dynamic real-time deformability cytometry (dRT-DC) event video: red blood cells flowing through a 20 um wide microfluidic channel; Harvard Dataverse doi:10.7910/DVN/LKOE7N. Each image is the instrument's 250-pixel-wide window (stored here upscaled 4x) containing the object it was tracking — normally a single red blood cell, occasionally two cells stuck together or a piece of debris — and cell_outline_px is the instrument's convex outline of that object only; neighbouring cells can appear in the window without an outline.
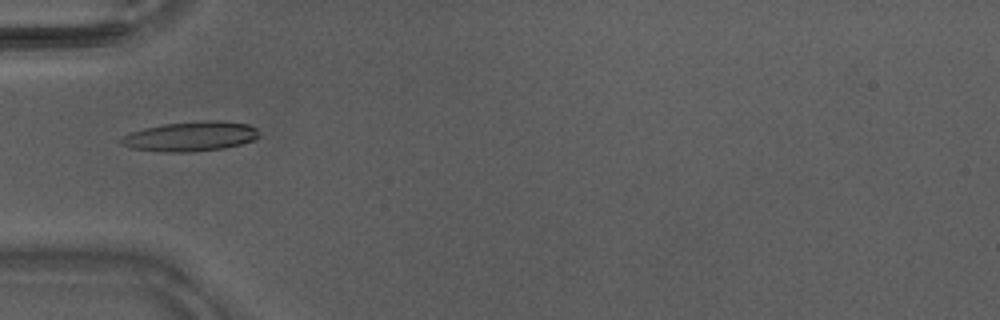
{"species": "Egyptian fruit bat (a non-hibernating species)", "species_latin": "Rousettus aegyptiacus", "temperature_condition": "warm", "stored_images_in_passage": 46, "camera_frame_rate_fps": 3000, "um_per_image_px": 0.085, "animal": {"sex": "male"}, "frame": {"image": 1, "passage_image": 16, "time_ms": 5.0, "image_size_px": [1000, 320], "cell_outline_px": [[260, 136], [256, 140], [224, 148], [192, 152], [164, 152], [132, 148], [120, 144], [120, 140], [124, 136], [132, 132], [144, 128], [164, 124], [208, 120], [220, 120], [248, 124], [256, 128]], "centroid_in_image_um": [16.24, 11.59], "position_along_channel_um": 68.8, "area_um2": 23.87}}
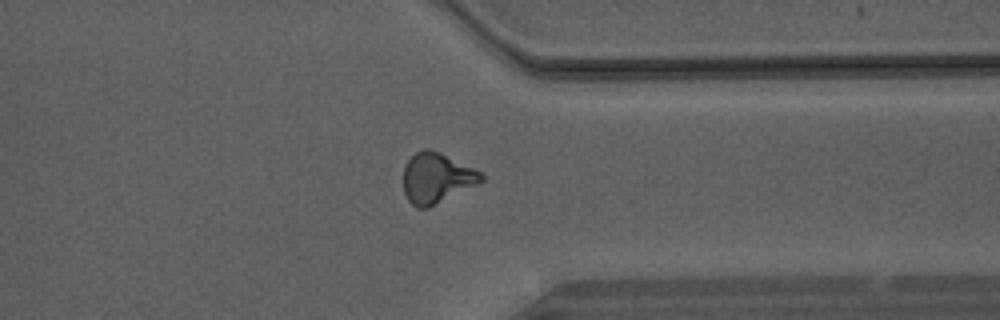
{"frame": {"image": 2, "passage_image": 36, "time_ms": 11.667, "image_size_px": [1000, 320], "cell_outline_px": [[484, 180], [428, 208], [416, 208], [408, 200], [404, 192], [404, 164], [416, 152], [424, 148], [428, 148], [440, 152], [480, 172], [484, 176]], "centroid_in_image_um": [37.07, 15.13], "position_along_channel_um": 374.3, "area_um2": 22.48}}
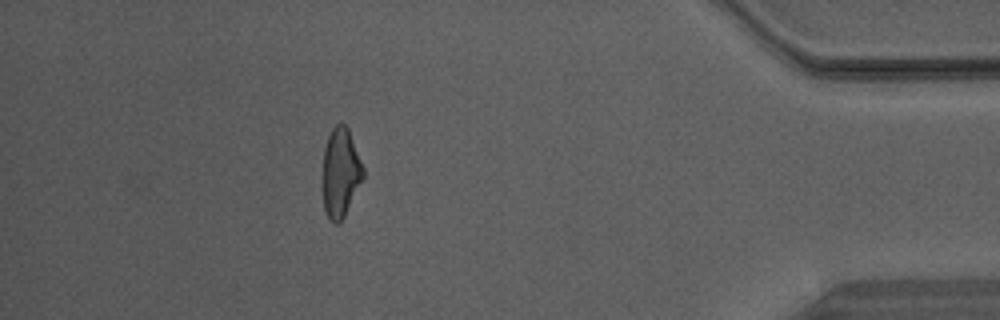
{"frame": {"image": 3, "passage_image": 41, "time_ms": 13.333, "image_size_px": [1000, 320], "cell_outline_px": [[364, 180], [344, 216], [336, 224], [328, 220], [324, 212], [324, 148], [328, 136], [332, 128], [336, 124], [344, 124], [348, 128], [364, 168]], "centroid_in_image_um": [28.97, 14.7], "position_along_channel_um": 406.2, "area_um2": 20.92}}